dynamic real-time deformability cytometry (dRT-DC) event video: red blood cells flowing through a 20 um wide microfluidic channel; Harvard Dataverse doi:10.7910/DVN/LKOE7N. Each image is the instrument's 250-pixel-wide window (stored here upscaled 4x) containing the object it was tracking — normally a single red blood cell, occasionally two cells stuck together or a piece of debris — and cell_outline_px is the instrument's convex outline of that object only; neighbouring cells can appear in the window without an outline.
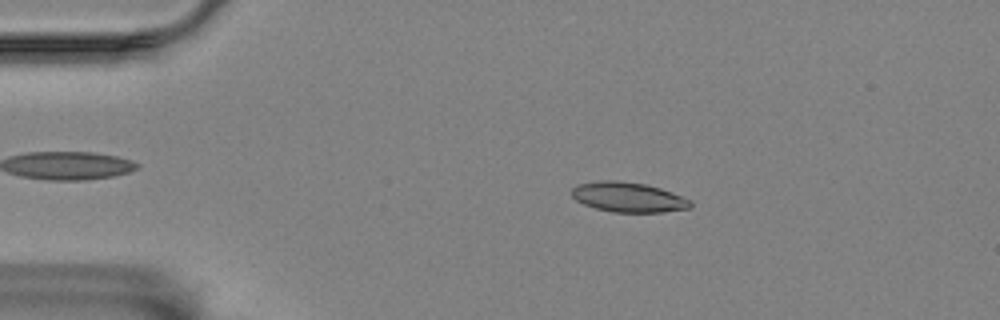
{"species": "Egyptian fruit bat (a non-hibernating species)", "species_latin": "Rousettus aegyptiacus", "temperature_condition": "room temperature", "stored_images_in_passage": 56, "camera_frame_rate_fps": 3000, "um_per_image_px": 0.085, "animal": {"sex": "female"}, "frame": {"image": 1, "passage_image": 10, "time_ms": 3.0, "image_size_px": [1000, 320], "cell_outline_px": [[692, 208], [664, 212], [612, 212], [596, 208], [584, 204], [576, 200], [572, 196], [572, 188], [576, 184], [600, 180], [616, 180], [644, 184], [660, 188], [672, 192], [692, 200]], "centroid_in_image_um": [53.42, 16.76], "position_along_channel_um": 31.6, "area_um2": 20.81}}
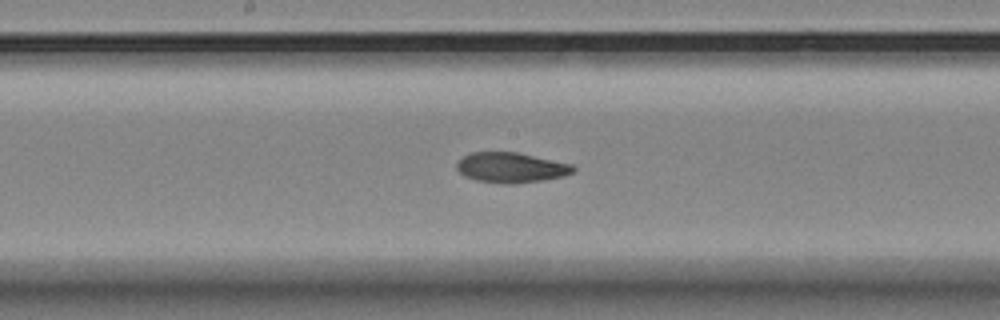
{"frame": {"image": 2, "passage_image": 29, "time_ms": 9.333, "image_size_px": [1000, 320], "cell_outline_px": [[576, 168], [572, 172], [564, 176], [544, 180], [512, 184], [504, 184], [476, 180], [464, 176], [456, 168], [456, 164], [464, 156], [472, 152], [516, 152], [572, 164]], "centroid_in_image_um": [43.43, 14.25], "position_along_channel_um": 204.8, "area_um2": 20.4}}
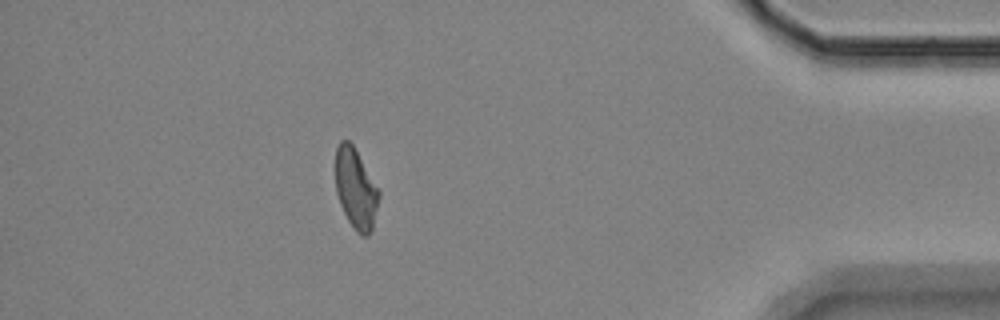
{"frame": {"image": 3, "passage_image": 50, "time_ms": 16.333, "image_size_px": [1000, 320], "cell_outline_px": [[380, 196], [372, 228], [368, 236], [360, 236], [356, 232], [348, 220], [340, 204], [336, 192], [336, 148], [340, 140], [348, 140], [352, 144], [380, 192]], "centroid_in_image_um": [30.23, 16.07], "position_along_channel_um": 405.0, "area_um2": 20.06}, "authors_computed_cell_mechanics": {"area_um2": 20.4901, "velocity_mm_per_s": 3.4708, "shape_relaxation_time_tau1_ms": null, "shape_relaxation_time_tau2_ms": 4.4534, "deformation_change_tau1": null, "deformation_change_tau2": 0.108}}